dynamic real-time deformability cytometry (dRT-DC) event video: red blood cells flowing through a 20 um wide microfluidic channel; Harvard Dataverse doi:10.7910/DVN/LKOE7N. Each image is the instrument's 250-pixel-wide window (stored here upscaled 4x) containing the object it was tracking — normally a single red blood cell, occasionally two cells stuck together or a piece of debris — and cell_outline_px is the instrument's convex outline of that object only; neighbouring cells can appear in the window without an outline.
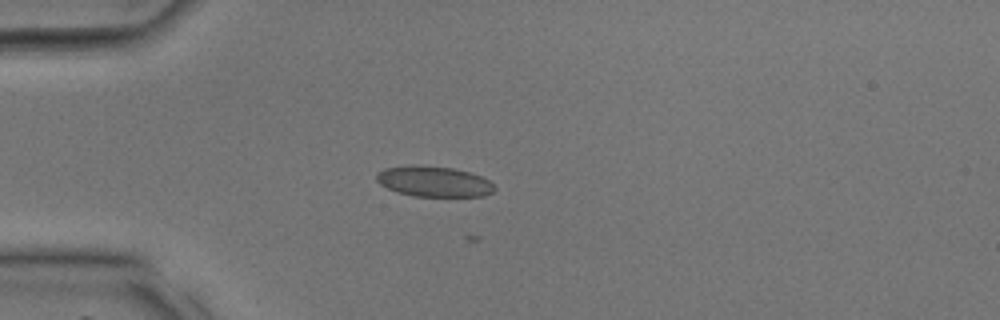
{"species": "common noctule bat (a hibernating species)", "species_latin": "Nyctalus noctula", "temperature_condition": "room temperature", "stored_images_in_passage": 26, "camera_frame_rate_fps": 3000, "um_per_image_px": 0.085, "animal": {"sex": "male", "body_mass_g": 17.9, "forearm_length_mm": 54.2}, "frame": {"image": 1, "passage_image": 11, "time_ms": 3.333, "image_size_px": [1000, 320], "cell_outline_px": [[496, 188], [492, 192], [484, 196], [412, 196], [396, 192], [380, 184], [376, 180], [376, 172], [384, 168], [412, 164], [416, 164], [452, 168], [468, 172], [480, 176], [488, 180]], "centroid_in_image_um": [36.82, 15.42], "position_along_channel_um": 48.2, "area_um2": 21.1}}
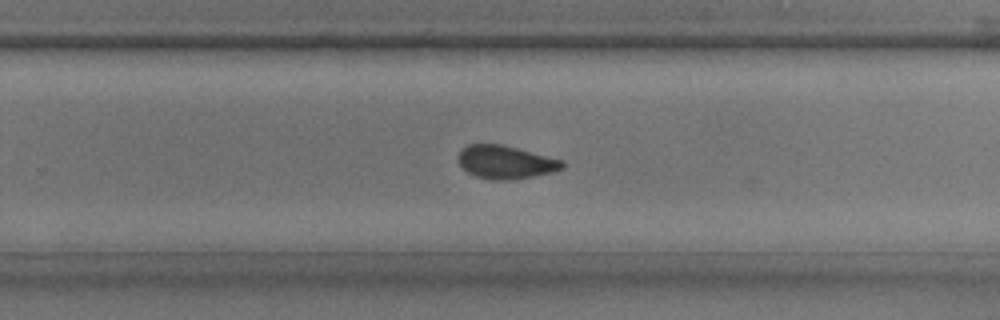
{"frame": {"image": 2, "passage_image": 25, "time_ms": 8.0, "image_size_px": [1000, 320], "cell_outline_px": [[564, 168], [552, 172], [532, 176], [508, 180], [492, 180], [476, 176], [468, 172], [456, 160], [460, 152], [468, 144], [500, 144], [564, 160]], "centroid_in_image_um": [42.97, 13.78], "position_along_channel_um": 286.8, "area_um2": 19.94}}